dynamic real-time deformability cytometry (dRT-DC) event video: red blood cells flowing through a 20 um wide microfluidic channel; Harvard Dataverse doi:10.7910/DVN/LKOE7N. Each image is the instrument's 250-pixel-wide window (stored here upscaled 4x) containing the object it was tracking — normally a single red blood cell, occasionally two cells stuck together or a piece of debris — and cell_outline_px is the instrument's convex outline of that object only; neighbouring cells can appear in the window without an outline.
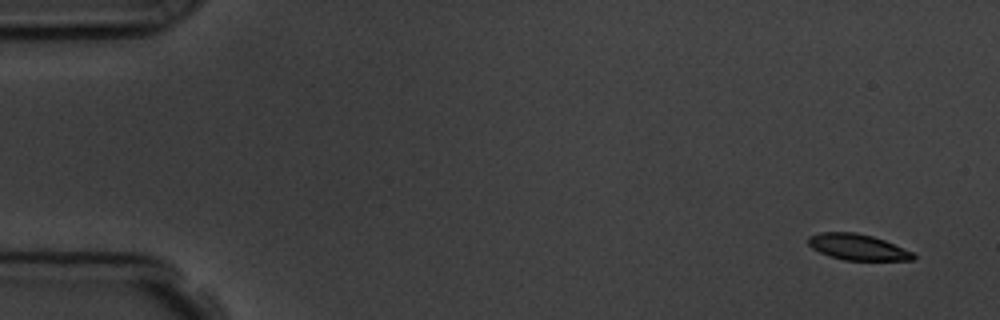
{"species": "common noctule bat (a hibernating species)", "species_latin": "Nyctalus noctula", "temperature_condition": "room temperature", "stored_images_in_passage": 4, "camera_frame_rate_fps": 3000, "um_per_image_px": 0.085, "animal": {"sex": "male", "body_mass_g": 19.5, "forearm_length_mm": 54.6}, "frame": {"image": 1, "passage_image": 1, "time_ms": 0.0, "image_size_px": [1000, 320], "cell_outline_px": [[916, 260], [844, 260], [828, 256], [812, 248], [808, 244], [808, 236], [820, 232], [856, 232], [872, 236], [884, 240], [912, 252], [916, 256]], "centroid_in_image_um": [72.87, 21.0], "position_along_channel_um": 12.1, "area_um2": 15.9}}
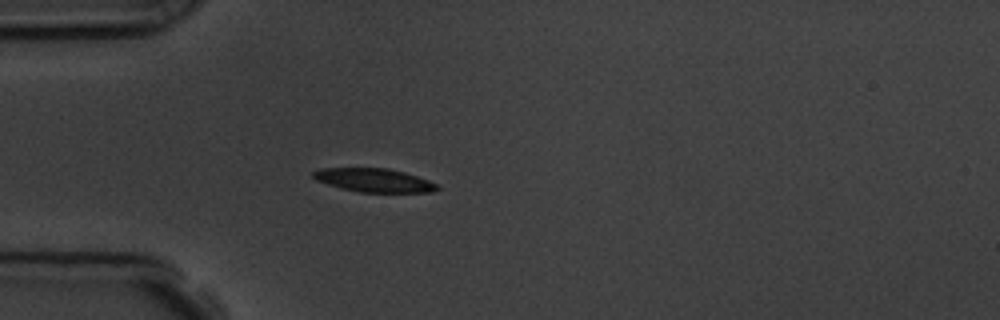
{"frame": {"image": 2, "passage_image": 4, "time_ms": 4.333, "image_size_px": [1000, 320], "cell_outline_px": [[440, 188], [432, 192], [360, 192], [340, 188], [316, 180], [312, 176], [312, 172], [320, 168], [388, 168], [404, 172], [428, 180], [436, 184]], "centroid_in_image_um": [31.77, 15.31], "position_along_channel_um": 53.2, "area_um2": 16.94}}